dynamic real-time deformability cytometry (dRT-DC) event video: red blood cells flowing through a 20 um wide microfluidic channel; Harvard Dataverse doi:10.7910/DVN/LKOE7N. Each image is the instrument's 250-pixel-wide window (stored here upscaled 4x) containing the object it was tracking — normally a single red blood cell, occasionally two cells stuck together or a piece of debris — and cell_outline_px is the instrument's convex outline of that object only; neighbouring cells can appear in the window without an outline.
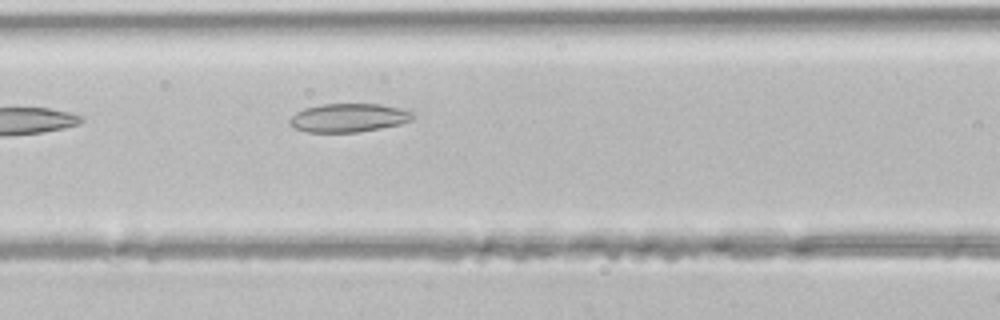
{"species": "common noctule bat (a hibernating species)", "species_latin": "Nyctalus noctula", "temperature_condition": "room temperature", "stored_images_in_passage": 5, "camera_frame_rate_fps": 3000, "um_per_image_px": 0.085, "animal": {"sex": "male", "body_mass_g": 21.5, "forearm_length_mm": 52.0}, "frame": {"image": 1, "passage_image": 5, "time_ms": 1.333, "image_size_px": [1000, 320], "cell_outline_px": [[416, 116], [412, 120], [400, 124], [380, 128], [356, 132], [308, 132], [296, 128], [288, 124], [288, 120], [296, 112], [304, 108], [320, 104], [380, 104], [400, 108], [412, 112]], "centroid_in_image_um": [29.62, 10.0], "position_along_channel_um": 137.0, "area_um2": 20.52}}